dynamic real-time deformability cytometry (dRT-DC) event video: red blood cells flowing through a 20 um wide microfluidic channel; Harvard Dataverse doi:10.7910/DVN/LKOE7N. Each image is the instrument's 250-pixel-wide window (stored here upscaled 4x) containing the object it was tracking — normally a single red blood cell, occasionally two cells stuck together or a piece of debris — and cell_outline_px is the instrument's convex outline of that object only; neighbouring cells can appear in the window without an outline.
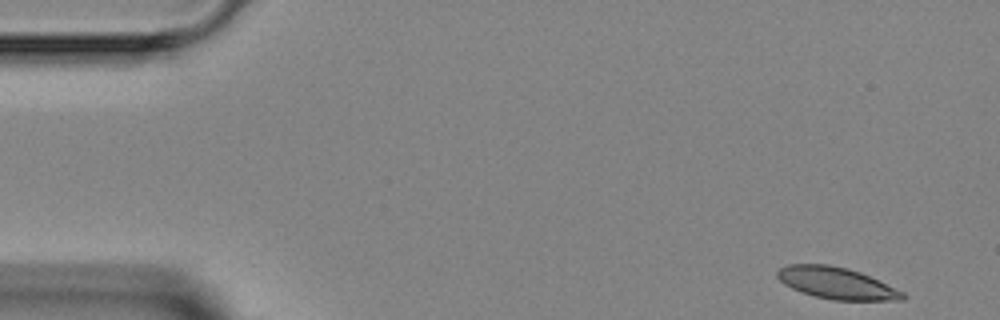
{"species": "Egyptian fruit bat (a non-hibernating species)", "species_latin": "Rousettus aegyptiacus", "temperature_condition": "room temperature", "stored_images_in_passage": 4, "camera_frame_rate_fps": 3000, "um_per_image_px": 0.085, "animal": {"sex": "female"}, "frame": {"image": 1, "passage_image": 1, "time_ms": 0.0, "image_size_px": [1000, 320], "cell_outline_px": [[908, 296], [904, 300], [832, 300], [800, 292], [784, 284], [776, 276], [776, 272], [780, 268], [788, 264], [828, 264], [848, 268], [860, 272], [904, 292]], "centroid_in_image_um": [71.1, 24.06], "position_along_channel_um": 13.9, "area_um2": 23.12}}